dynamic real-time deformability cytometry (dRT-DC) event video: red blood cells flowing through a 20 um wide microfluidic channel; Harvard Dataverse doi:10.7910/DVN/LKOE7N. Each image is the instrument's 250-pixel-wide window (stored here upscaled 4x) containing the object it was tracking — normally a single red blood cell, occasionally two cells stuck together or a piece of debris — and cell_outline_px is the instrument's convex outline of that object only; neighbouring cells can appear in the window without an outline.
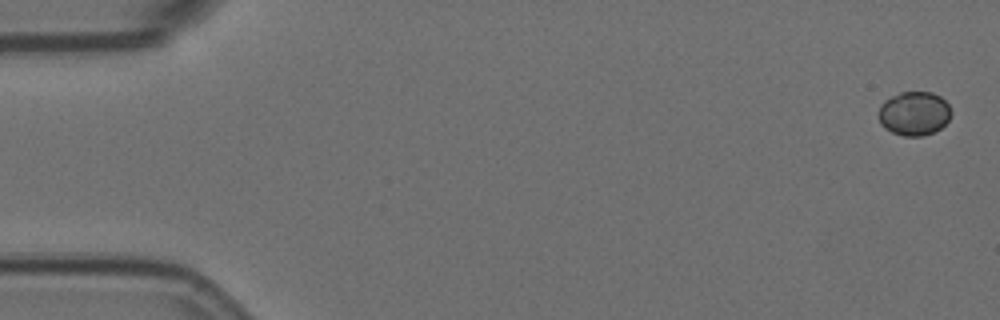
{"species": "Egyptian fruit bat (a non-hibernating species)", "species_latin": "Rousettus aegyptiacus", "temperature_condition": "room temperature", "stored_images_in_passage": 6, "camera_frame_rate_fps": 3000, "um_per_image_px": 0.085, "animal": {"sex": "female"}, "frame": {"image": 1, "passage_image": 1, "time_ms": 0.0, "image_size_px": [1000, 320], "cell_outline_px": [[952, 112], [948, 120], [940, 128], [932, 132], [920, 136], [904, 136], [892, 132], [884, 128], [880, 124], [880, 104], [884, 100], [900, 92], [932, 92], [940, 96], [948, 104]], "centroid_in_image_um": [77.7, 9.63], "position_along_channel_um": 7.3, "area_um2": 18.5}}
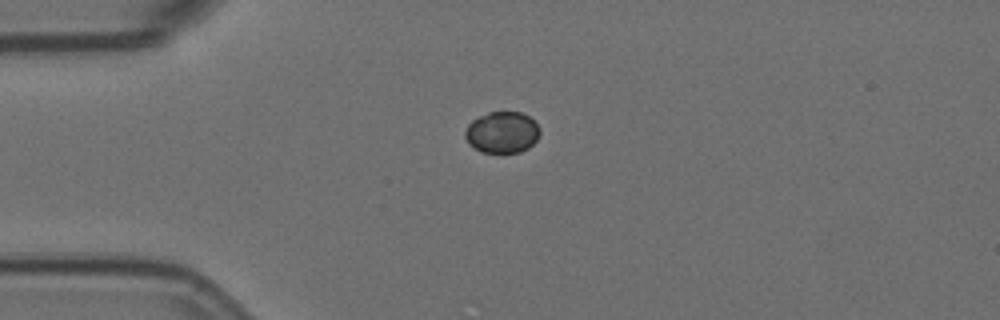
{"frame": {"image": 2, "passage_image": 5, "time_ms": 1.333, "image_size_px": [1000, 320], "cell_outline_px": [[540, 132], [536, 140], [528, 148], [520, 152], [480, 152], [468, 144], [464, 136], [464, 132], [468, 124], [472, 120], [488, 112], [520, 112], [528, 116], [540, 128]], "centroid_in_image_um": [42.65, 11.25], "position_along_channel_um": 42.4, "area_um2": 18.03}}
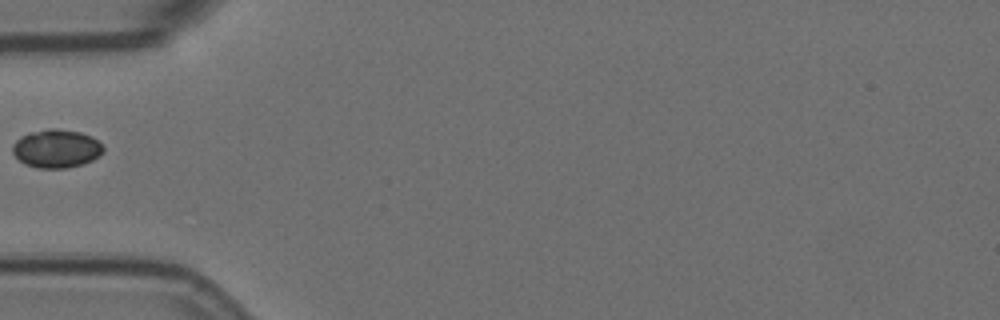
{"frame": {"image": 3, "passage_image": 6, "time_ms": 1.667, "image_size_px": [1000, 320], "cell_outline_px": [[104, 152], [100, 156], [84, 164], [68, 168], [36, 168], [24, 164], [12, 152], [12, 144], [20, 136], [28, 132], [48, 128], [56, 128], [80, 132], [92, 136], [104, 148]], "centroid_in_image_um": [4.78, 12.63], "position_along_channel_um": 80.2, "area_um2": 20.58}}